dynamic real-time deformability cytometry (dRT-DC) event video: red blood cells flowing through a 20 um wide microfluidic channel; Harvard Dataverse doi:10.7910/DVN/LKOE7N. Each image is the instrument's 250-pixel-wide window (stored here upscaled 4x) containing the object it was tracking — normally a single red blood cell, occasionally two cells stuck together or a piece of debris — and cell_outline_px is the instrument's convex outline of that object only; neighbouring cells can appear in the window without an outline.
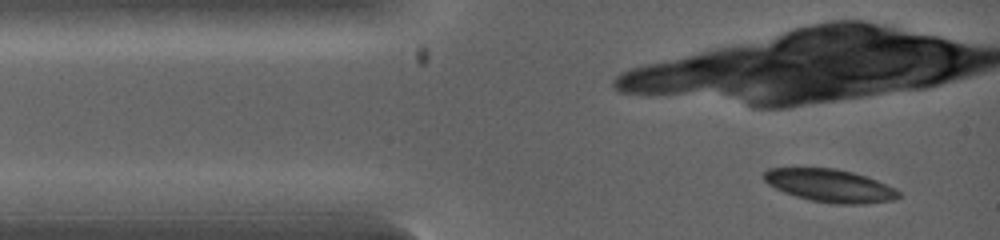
{"species": "common noctule bat (a hibernating species)", "species_latin": "Nyctalus noctula", "temperature_condition": "warm", "stored_images_in_passage": 2, "camera_frame_rate_fps": 5000, "um_per_image_px": 0.085, "animal": {"sex": "female", "body_mass_g": 19.0, "forearm_length_mm": 53.3}, "frame": {"image": 1, "passage_image": 1, "time_ms": 0.0, "image_size_px": [1000, 240], "cell_outline_px": [[900, 196], [892, 200], [860, 204], [836, 204], [812, 200], [796, 196], [784, 192], [768, 184], [764, 180], [764, 172], [768, 168], [832, 168], [852, 172], [876, 180], [896, 188], [900, 192]], "centroid_in_image_um": [70.54, 15.77], "position_along_channel_um": 14.5, "area_um2": 25.49}}